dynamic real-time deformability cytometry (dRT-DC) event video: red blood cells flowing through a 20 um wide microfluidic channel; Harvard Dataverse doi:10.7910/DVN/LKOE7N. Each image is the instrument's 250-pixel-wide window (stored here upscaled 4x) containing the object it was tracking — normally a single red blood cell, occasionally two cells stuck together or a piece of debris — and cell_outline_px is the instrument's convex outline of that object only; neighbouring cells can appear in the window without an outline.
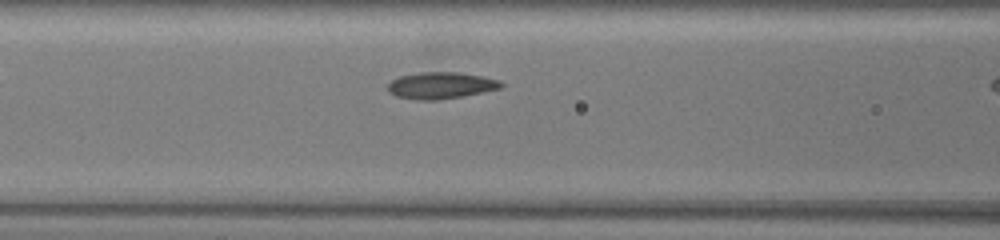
{"species": "common noctule bat (a hibernating species)", "species_latin": "Nyctalus noctula", "temperature_condition": "warm", "stored_images_in_passage": 4, "camera_frame_rate_fps": 3000, "um_per_image_px": 0.085, "animal": {"sex": "female", "body_mass_g": 19.5, "forearm_length_mm": 54.1}, "frame": {"image": 1, "passage_image": 3, "time_ms": 0.667, "image_size_px": [1000, 240], "cell_outline_px": [[504, 84], [500, 88], [460, 96], [436, 100], [420, 100], [396, 96], [388, 92], [388, 84], [392, 80], [400, 76], [420, 72], [460, 72], [484, 76], [500, 80]], "centroid_in_image_um": [37.46, 7.25], "position_along_channel_um": 129.1, "area_um2": 17.46}}